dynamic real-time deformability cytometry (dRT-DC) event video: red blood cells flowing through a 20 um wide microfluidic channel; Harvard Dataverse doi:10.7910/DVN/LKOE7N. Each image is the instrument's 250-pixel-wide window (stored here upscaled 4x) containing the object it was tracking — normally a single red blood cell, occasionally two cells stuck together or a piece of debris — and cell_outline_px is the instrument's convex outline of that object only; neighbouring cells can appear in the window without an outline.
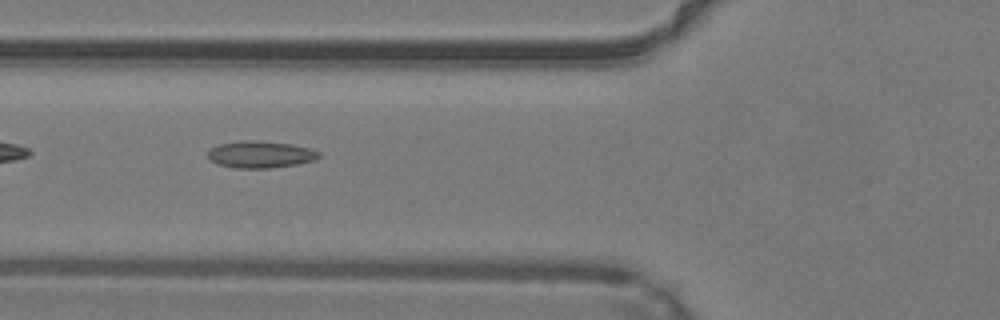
{"species": "common noctule bat (a hibernating species)", "species_latin": "Nyctalus noctula", "temperature_condition": "warm", "stored_images_in_passage": 4, "camera_frame_rate_fps": 3000, "um_per_image_px": 0.085, "animal": {"sex": "male", "body_mass_g": 19.2, "forearm_length_mm": 51.8}, "frame": {"image": 1, "passage_image": 3, "time_ms": 0.667, "image_size_px": [1000, 320], "cell_outline_px": [[320, 156], [312, 160], [296, 164], [268, 168], [232, 168], [216, 164], [208, 160], [208, 148], [220, 144], [240, 140], [256, 140], [288, 144], [308, 148], [320, 152]], "centroid_in_image_um": [22.04, 13.13], "position_along_channel_um": 103.8, "area_um2": 17.4}}